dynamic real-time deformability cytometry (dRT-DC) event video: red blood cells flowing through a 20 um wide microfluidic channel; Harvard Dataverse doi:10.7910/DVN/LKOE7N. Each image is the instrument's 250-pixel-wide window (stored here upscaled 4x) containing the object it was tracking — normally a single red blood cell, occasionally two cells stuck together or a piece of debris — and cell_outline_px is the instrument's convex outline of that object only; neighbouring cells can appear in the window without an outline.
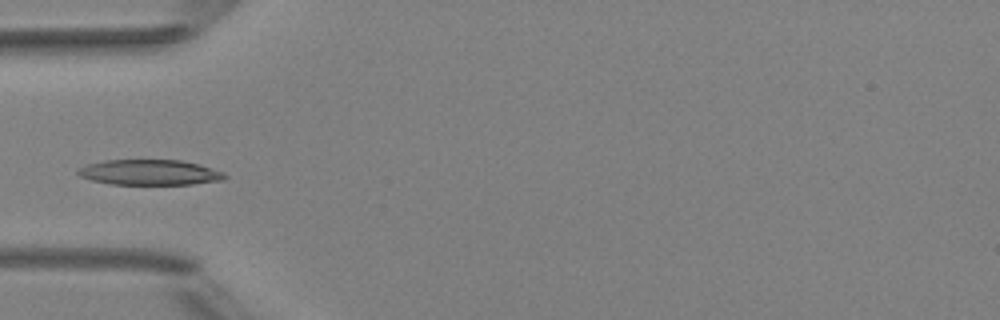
{"species": "Egyptian fruit bat (a non-hibernating species)", "species_latin": "Rousettus aegyptiacus", "temperature_condition": "room temperature", "stored_images_in_passage": 5, "camera_frame_rate_fps": 3000, "um_per_image_px": 0.085, "animal": {"sex": "female"}, "frame": {"image": 1, "passage_image": 4, "time_ms": 3.333, "image_size_px": [1000, 320], "cell_outline_px": [[228, 176], [224, 180], [192, 184], [112, 184], [92, 180], [80, 176], [76, 172], [76, 168], [88, 164], [104, 160], [180, 160], [200, 164], [224, 172]], "centroid_in_image_um": [12.74, 14.65], "position_along_channel_um": 72.3, "area_um2": 21.79}}
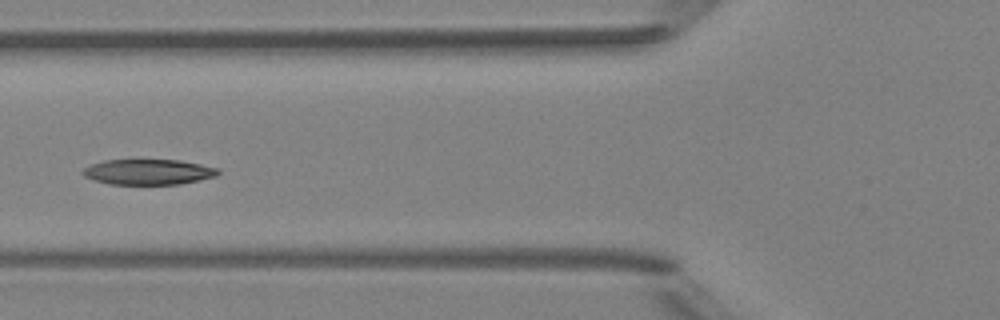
{"frame": {"image": 2, "passage_image": 5, "time_ms": 4.333, "image_size_px": [1000, 320], "cell_outline_px": [[220, 172], [216, 176], [200, 180], [180, 184], [108, 184], [84, 176], [80, 172], [84, 168], [92, 164], [104, 160], [180, 160], [220, 168]], "centroid_in_image_um": [12.63, 14.61], "position_along_channel_um": 113.2, "area_um2": 20.06}}